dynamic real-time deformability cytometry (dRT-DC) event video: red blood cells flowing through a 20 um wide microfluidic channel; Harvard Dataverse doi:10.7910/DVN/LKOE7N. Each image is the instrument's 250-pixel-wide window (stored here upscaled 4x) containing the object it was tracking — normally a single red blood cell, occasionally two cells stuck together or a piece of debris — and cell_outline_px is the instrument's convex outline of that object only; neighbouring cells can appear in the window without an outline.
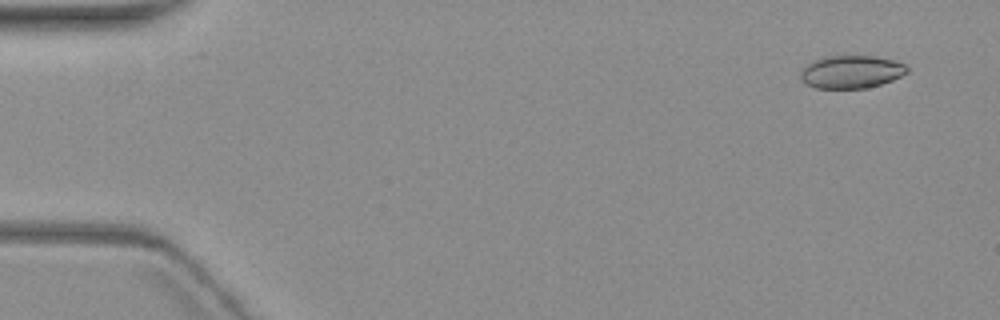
{"species": "common noctule bat (a hibernating species)", "species_latin": "Nyctalus noctula", "temperature_condition": "warm", "stored_images_in_passage": 2, "camera_frame_rate_fps": 3000, "um_per_image_px": 0.085, "animal": {"sex": "female", "body_mass_g": 19.3, "forearm_length_mm": 54.1}, "frame": {"image": 1, "passage_image": 2, "time_ms": 1.333, "image_size_px": [1000, 320], "cell_outline_px": [[908, 72], [892, 80], [880, 84], [864, 88], [816, 88], [804, 84], [800, 80], [800, 72], [808, 64], [824, 56], [872, 56], [892, 60], [904, 64], [908, 68]], "centroid_in_image_um": [72.32, 6.11], "position_along_channel_um": 12.7, "area_um2": 20.23}}